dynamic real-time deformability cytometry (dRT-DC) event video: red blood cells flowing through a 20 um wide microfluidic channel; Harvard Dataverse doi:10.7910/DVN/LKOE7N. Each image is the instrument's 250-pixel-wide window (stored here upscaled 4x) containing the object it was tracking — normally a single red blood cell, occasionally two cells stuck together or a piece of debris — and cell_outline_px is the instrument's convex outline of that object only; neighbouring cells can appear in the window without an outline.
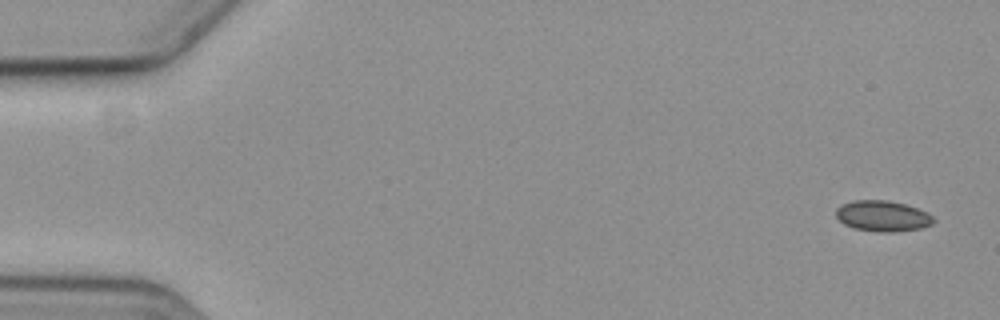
{"species": "common noctule bat (a hibernating species)", "species_latin": "Nyctalus noctula", "temperature_condition": "cold", "stored_images_in_passage": 6, "camera_frame_rate_fps": 3000, "um_per_image_px": 0.085, "animal": {"sex": "female", "body_mass_g": 19.3, "forearm_length_mm": 54.1}, "frame": {"image": 1, "passage_image": 1, "time_ms": 0.0, "image_size_px": [1000, 320], "cell_outline_px": [[936, 220], [932, 224], [920, 228], [896, 232], [880, 232], [852, 228], [844, 224], [836, 216], [836, 208], [852, 200], [888, 200], [904, 204], [928, 212]], "centroid_in_image_um": [75.03, 18.36], "position_along_channel_um": 10.0, "area_um2": 17.51}}
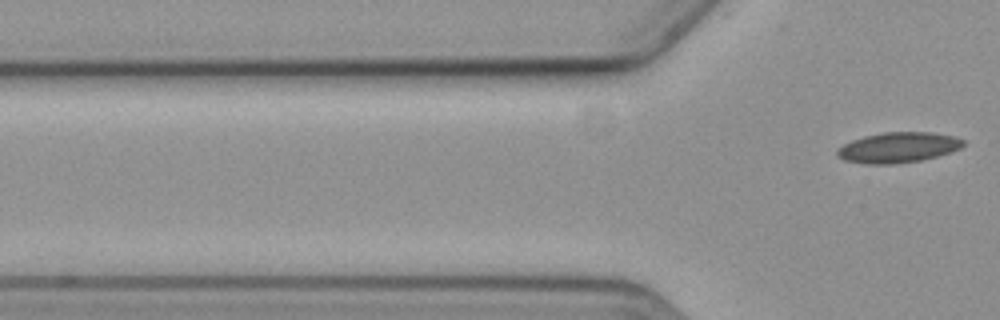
{"frame": {"image": 2, "passage_image": 6, "time_ms": 7.667, "image_size_px": [1000, 320], "cell_outline_px": [[964, 144], [960, 148], [936, 156], [920, 160], [896, 164], [868, 164], [844, 160], [836, 156], [836, 152], [844, 144], [852, 140], [864, 136], [884, 132], [932, 132], [952, 136], [964, 140]], "centroid_in_image_um": [76.31, 12.53], "position_along_channel_um": 49.5, "area_um2": 22.14}}